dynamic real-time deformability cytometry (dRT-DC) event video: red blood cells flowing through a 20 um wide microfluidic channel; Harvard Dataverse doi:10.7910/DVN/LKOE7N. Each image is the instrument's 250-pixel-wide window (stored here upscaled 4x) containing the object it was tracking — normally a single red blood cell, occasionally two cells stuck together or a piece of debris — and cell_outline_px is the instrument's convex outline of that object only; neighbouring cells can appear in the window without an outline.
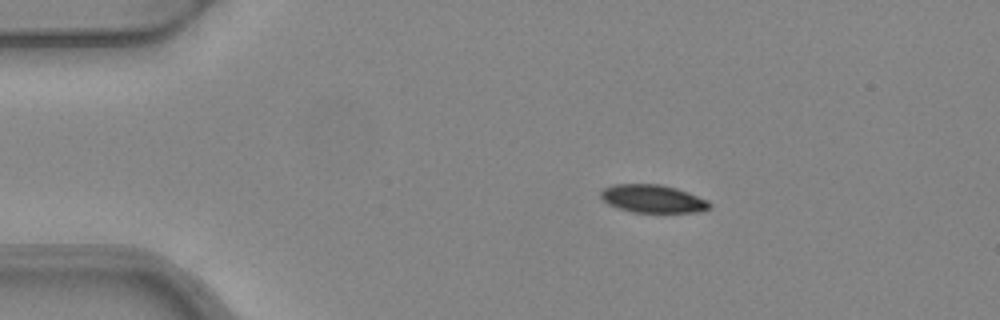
{"species": "common noctule bat (a hibernating species)", "species_latin": "Nyctalus noctula", "temperature_condition": "warm", "stored_images_in_passage": 5, "camera_frame_rate_fps": 3000, "um_per_image_px": 0.085, "animal": {"sex": "female", "body_mass_g": 24.6, "forearm_length_mm": 56.2}, "frame": {"image": 1, "passage_image": 2, "time_ms": 0.333, "image_size_px": [1000, 320], "cell_outline_px": [[712, 208], [696, 212], [632, 212], [608, 204], [600, 196], [600, 192], [604, 188], [612, 184], [660, 184], [676, 188], [688, 192], [708, 200], [712, 204]], "centroid_in_image_um": [55.51, 16.89], "position_along_channel_um": 29.5, "area_um2": 17.74}}
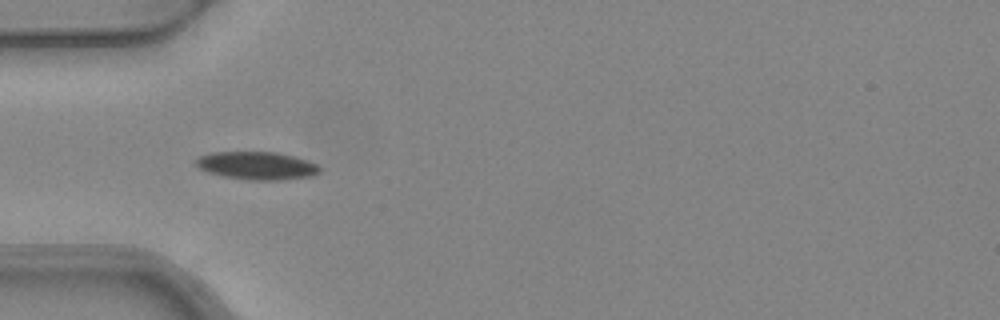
{"frame": {"image": 2, "passage_image": 4, "time_ms": 1.0, "image_size_px": [1000, 320], "cell_outline_px": [[320, 172], [312, 176], [284, 180], [252, 180], [224, 176], [208, 172], [200, 168], [196, 164], [196, 160], [200, 156], [212, 152], [276, 152], [292, 156], [316, 164], [320, 168]], "centroid_in_image_um": [21.84, 14.08], "position_along_channel_um": 63.2, "area_um2": 19.88}}
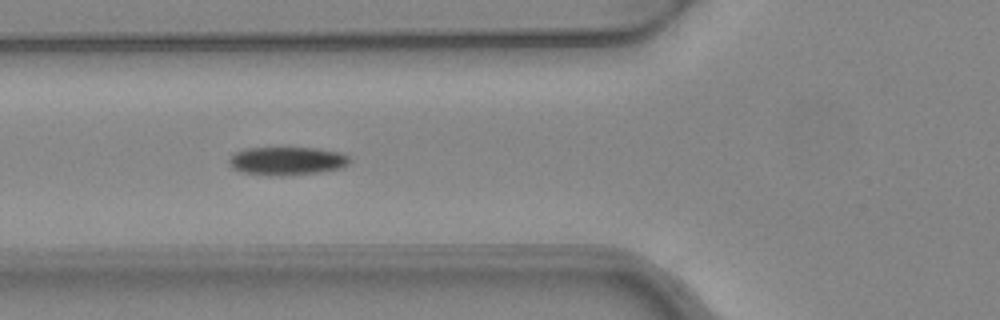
{"frame": {"image": 3, "passage_image": 5, "time_ms": 1.333, "image_size_px": [1000, 320], "cell_outline_px": [[352, 160], [348, 164], [340, 168], [320, 172], [280, 176], [272, 176], [244, 172], [232, 168], [228, 164], [228, 160], [236, 152], [244, 148], [316, 148], [340, 152], [348, 156]], "centroid_in_image_um": [24.4, 13.68], "position_along_channel_um": 101.4, "area_um2": 19.88}}